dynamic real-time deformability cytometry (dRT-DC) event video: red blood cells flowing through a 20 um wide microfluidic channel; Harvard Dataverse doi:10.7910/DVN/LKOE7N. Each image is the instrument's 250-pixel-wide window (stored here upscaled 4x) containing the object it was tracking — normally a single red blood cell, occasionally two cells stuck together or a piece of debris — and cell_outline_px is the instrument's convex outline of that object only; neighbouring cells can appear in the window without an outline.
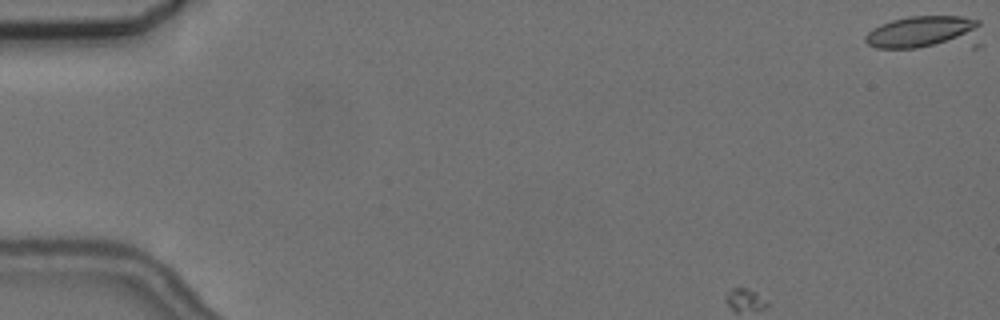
{"species": "common noctule bat (a hibernating species)", "species_latin": "Nyctalus noctula", "temperature_condition": "cold", "stored_images_in_passage": 6, "camera_frame_rate_fps": 3000, "um_per_image_px": 0.085, "animal": {"sex": "female", "body_mass_g": 24.6, "forearm_length_mm": 56.2}, "frame": {"image": 1, "passage_image": 1, "time_ms": 0.0, "image_size_px": [1000, 320], "cell_outline_px": [[984, 44], [980, 48], [876, 48], [868, 44], [864, 40], [864, 36], [872, 28], [880, 24], [892, 20], [908, 16], [960, 16], [980, 20]], "centroid_in_image_um": [78.81, 2.81], "position_along_channel_um": 6.2, "area_um2": 24.39}}